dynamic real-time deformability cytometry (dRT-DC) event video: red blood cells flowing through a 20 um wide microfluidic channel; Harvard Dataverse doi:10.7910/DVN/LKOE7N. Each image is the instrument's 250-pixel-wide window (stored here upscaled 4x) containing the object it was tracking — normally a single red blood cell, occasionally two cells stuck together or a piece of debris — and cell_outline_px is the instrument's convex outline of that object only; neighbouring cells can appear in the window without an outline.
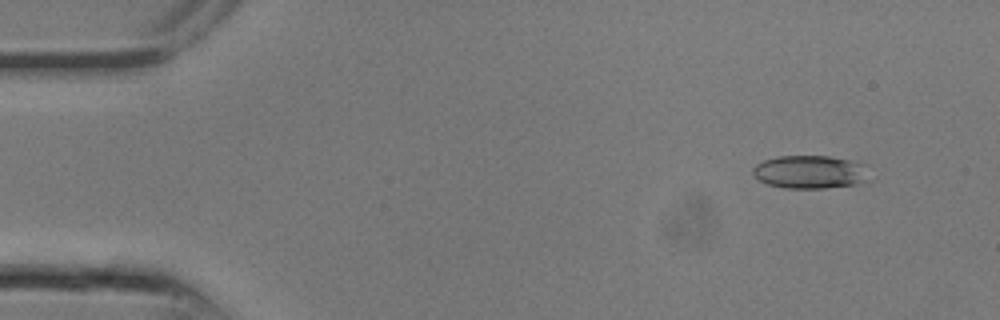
{"species": "common noctule bat (a hibernating species)", "species_latin": "Nyctalus noctula", "temperature_condition": "room temperature", "stored_images_in_passage": 8, "camera_frame_rate_fps": 3000, "um_per_image_px": 0.085, "animal": {"sex": "male", "body_mass_g": 13.3}, "frame": {"image": 1, "passage_image": 3, "time_ms": 0.667, "image_size_px": [1000, 320], "cell_outline_px": [[868, 164], [864, 180], [856, 184], [824, 188], [784, 188], [768, 184], [760, 180], [752, 172], [752, 168], [756, 164], [764, 160], [776, 156], [828, 156]], "centroid_in_image_um": [68.82, 14.61], "position_along_channel_um": 16.2, "area_um2": 22.31}}
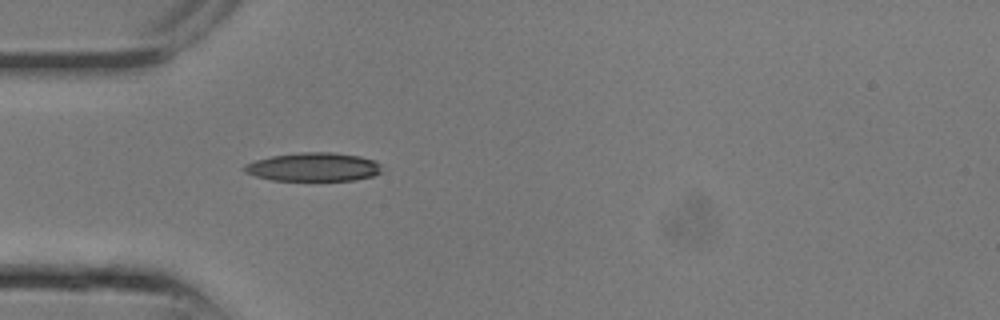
{"frame": {"image": 2, "passage_image": 8, "time_ms": 2.333, "image_size_px": [1000, 320], "cell_outline_px": [[380, 172], [372, 176], [356, 180], [272, 180], [256, 176], [244, 172], [244, 164], [256, 160], [272, 156], [300, 152], [332, 152], [360, 156], [376, 160], [380, 164]], "centroid_in_image_um": [26.65, 14.19], "position_along_channel_um": 58.3, "area_um2": 22.83}}